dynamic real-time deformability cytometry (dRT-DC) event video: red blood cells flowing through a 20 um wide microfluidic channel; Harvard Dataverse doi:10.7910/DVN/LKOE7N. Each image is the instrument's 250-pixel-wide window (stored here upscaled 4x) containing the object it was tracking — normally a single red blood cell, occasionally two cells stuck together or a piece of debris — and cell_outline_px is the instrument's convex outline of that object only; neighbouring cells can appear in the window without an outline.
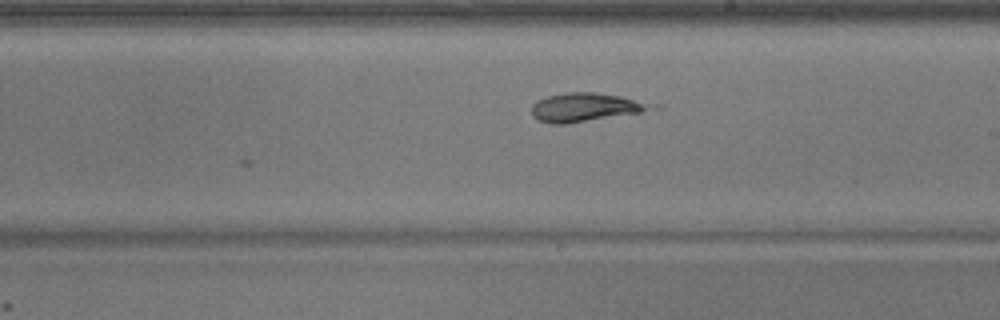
{"species": "common noctule bat (a hibernating species)", "species_latin": "Nyctalus noctula", "temperature_condition": "warm", "stored_images_in_passage": 19, "camera_frame_rate_fps": 3000, "um_per_image_px": 0.085, "animal": {"sex": "male", "body_mass_g": 17.9}, "frame": {"image": 1, "passage_image": 19, "time_ms": 6.0, "image_size_px": [1000, 320], "cell_outline_px": [[664, 108], [568, 124], [552, 124], [536, 120], [532, 116], [532, 104], [536, 100], [548, 96], [564, 92], [596, 92], [620, 96], [664, 104]], "centroid_in_image_um": [49.87, 9.11], "position_along_channel_um": 239.1, "area_um2": 20.63}}